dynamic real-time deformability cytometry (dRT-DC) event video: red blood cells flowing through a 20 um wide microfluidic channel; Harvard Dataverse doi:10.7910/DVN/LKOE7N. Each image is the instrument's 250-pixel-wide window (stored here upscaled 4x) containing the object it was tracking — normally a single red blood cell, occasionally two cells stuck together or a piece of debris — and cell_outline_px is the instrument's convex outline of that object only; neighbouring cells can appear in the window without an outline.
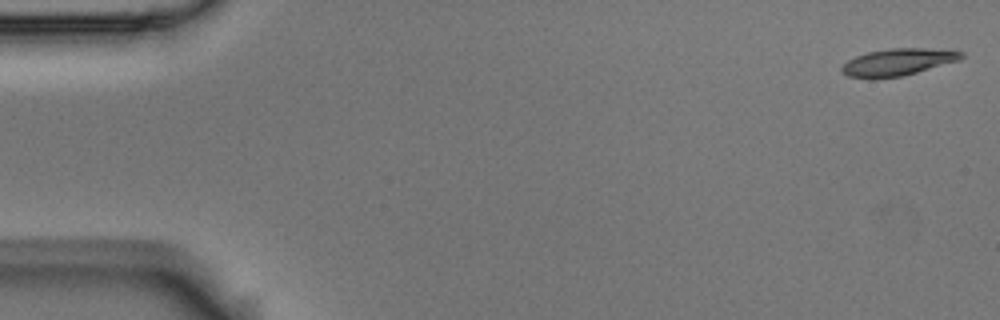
{"species": "Egyptian fruit bat (a non-hibernating species)", "species_latin": "Rousettus aegyptiacus", "temperature_condition": "room temperature", "stored_images_in_passage": 4, "camera_frame_rate_fps": 3000, "um_per_image_px": 0.085, "animal": {"sex": "male"}, "frame": {"image": 1, "passage_image": 1, "time_ms": 0.0, "image_size_px": [1000, 320], "cell_outline_px": [[964, 56], [960, 60], [916, 72], [900, 76], [876, 80], [872, 80], [848, 76], [840, 72], [840, 68], [848, 60], [856, 56], [868, 52], [888, 48], [924, 48], [964, 52]], "centroid_in_image_um": [76.25, 5.3], "position_along_channel_um": 8.7, "area_um2": 18.96}}
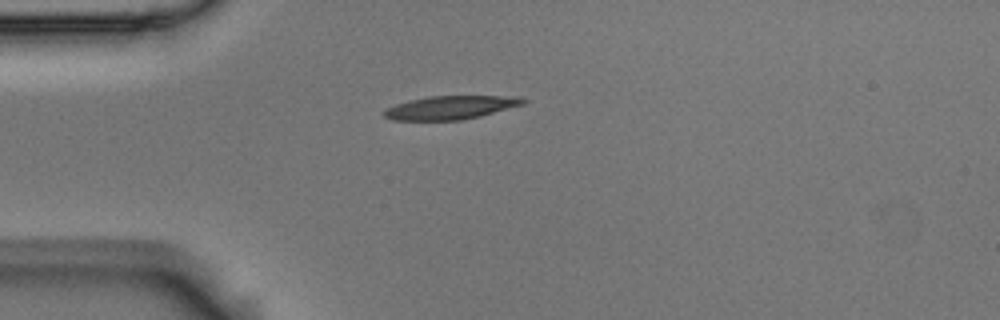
{"frame": {"image": 2, "passage_image": 4, "time_ms": 1.0, "image_size_px": [1000, 320], "cell_outline_px": [[528, 100], [524, 104], [480, 116], [460, 120], [392, 120], [384, 116], [384, 108], [408, 100], [428, 96], [520, 96]], "centroid_in_image_um": [38.3, 9.13], "position_along_channel_um": 46.7, "area_um2": 19.07}}